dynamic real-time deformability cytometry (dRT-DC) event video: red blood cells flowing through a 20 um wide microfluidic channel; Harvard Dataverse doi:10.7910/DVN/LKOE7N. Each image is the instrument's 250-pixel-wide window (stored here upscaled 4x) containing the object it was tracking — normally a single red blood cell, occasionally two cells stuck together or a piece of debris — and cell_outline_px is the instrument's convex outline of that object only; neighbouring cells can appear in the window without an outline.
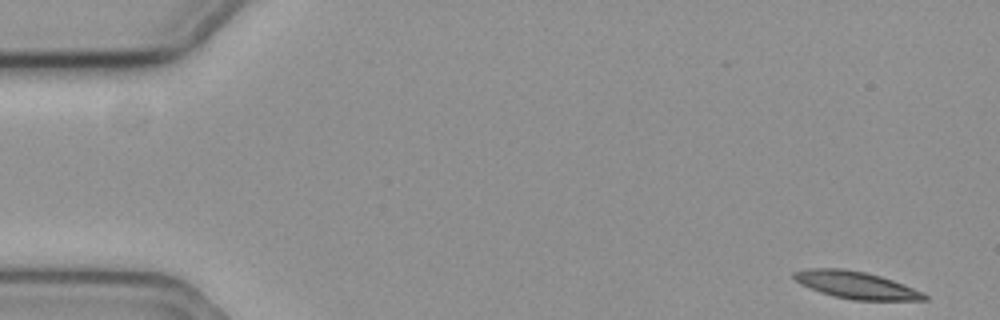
{"species": "common noctule bat (a hibernating species)", "species_latin": "Nyctalus noctula", "temperature_condition": "cold", "stored_images_in_passage": 56, "camera_frame_rate_fps": 3000, "um_per_image_px": 0.085, "animal": {"sex": "female", "body_mass_g": 19.3, "forearm_length_mm": 54.1}, "frame": {"image": 1, "passage_image": 1, "time_ms": 0.0, "image_size_px": [1000, 320], "cell_outline_px": [[928, 300], [852, 300], [832, 296], [820, 292], [800, 284], [792, 276], [792, 272], [808, 268], [844, 268], [864, 272], [880, 276], [904, 284], [924, 292], [928, 296]], "centroid_in_image_um": [72.76, 24.23], "position_along_channel_um": 12.2, "area_um2": 20.81}}
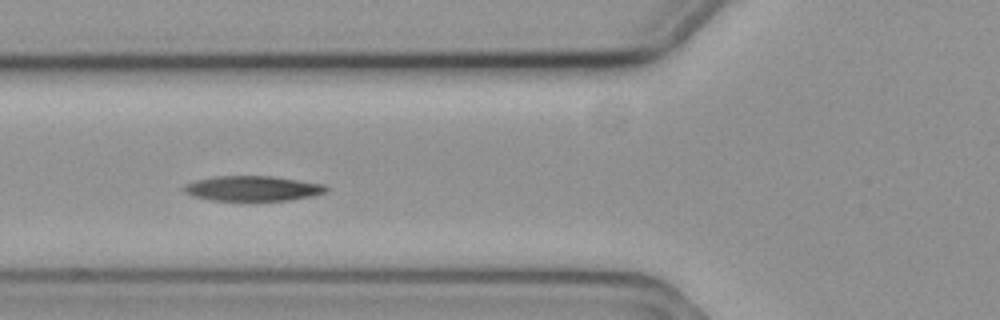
{"frame": {"image": 2, "passage_image": 20, "time_ms": 6.333, "image_size_px": [1000, 320], "cell_outline_px": [[328, 192], [312, 196], [288, 200], [212, 200], [192, 196], [184, 192], [184, 184], [196, 180], [216, 176], [272, 176], [300, 180], [324, 184], [328, 188]], "centroid_in_image_um": [21.49, 16.01], "position_along_channel_um": 104.3, "area_um2": 20.75}}
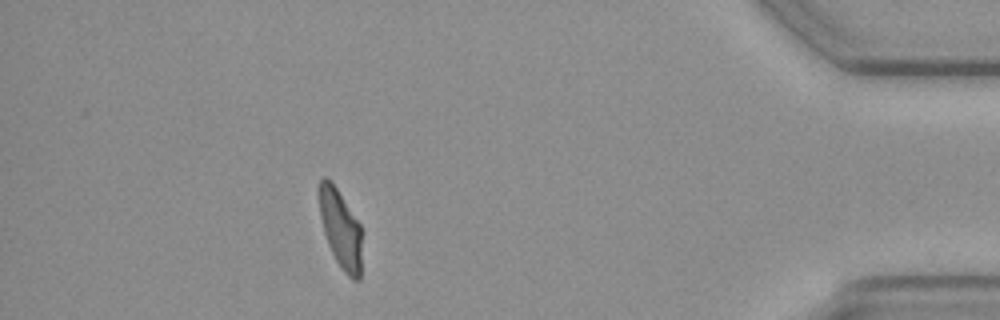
{"frame": {"image": 3, "passage_image": 50, "time_ms": 16.333, "image_size_px": [1000, 320], "cell_outline_px": [[360, 280], [352, 280], [344, 272], [336, 260], [328, 244], [324, 232], [320, 216], [316, 192], [320, 180], [324, 176], [336, 188], [360, 224]], "centroid_in_image_um": [28.9, 19.42], "position_along_channel_um": 406.3, "area_um2": 19.31}, "authors_computed_cell_mechanics": {"area_um2": 20.9814, "velocity_mm_per_s": 3.5709, "shape_relaxation_time_tau1_ms": 3.7417, "shape_relaxation_time_tau2_ms": 6.578, "deformation_change_tau1": 0.1532, "deformation_change_tau2": 0.1047}}